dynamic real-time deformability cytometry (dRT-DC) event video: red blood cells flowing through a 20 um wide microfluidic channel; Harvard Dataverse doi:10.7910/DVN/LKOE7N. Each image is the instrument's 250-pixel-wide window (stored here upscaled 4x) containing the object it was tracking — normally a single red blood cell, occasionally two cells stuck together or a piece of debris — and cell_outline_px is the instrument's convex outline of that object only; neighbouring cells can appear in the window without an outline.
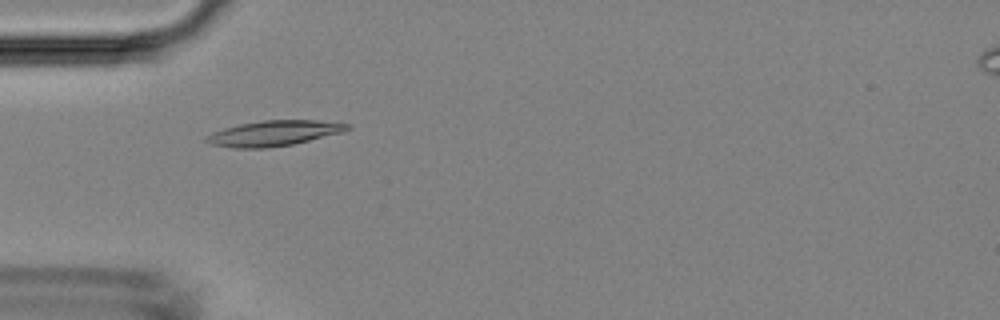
{"species": "Egyptian fruit bat (a non-hibernating species)", "species_latin": "Rousettus aegyptiacus", "temperature_condition": "room temperature", "stored_images_in_passage": 35, "camera_frame_rate_fps": 3000, "um_per_image_px": 0.085, "animal": {"sex": "female"}, "frame": {"image": 1, "passage_image": 15, "time_ms": 4.667, "image_size_px": [1000, 320], "cell_outline_px": [[352, 128], [344, 132], [292, 144], [268, 148], [232, 148], [208, 144], [204, 140], [212, 132], [224, 128], [240, 124], [264, 120], [316, 120], [352, 124]], "centroid_in_image_um": [23.29, 11.33], "position_along_channel_um": 61.7, "area_um2": 20.92}}
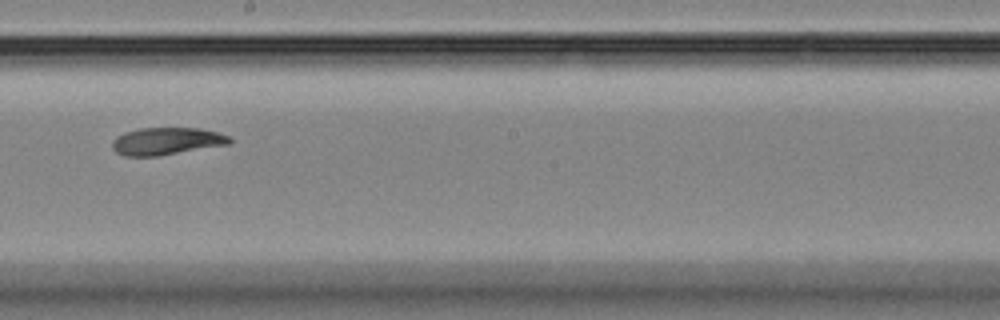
{"frame": {"image": 2, "passage_image": 28, "time_ms": 9.0, "image_size_px": [1000, 320], "cell_outline_px": [[232, 144], [160, 156], [124, 156], [116, 152], [112, 148], [112, 140], [116, 136], [124, 132], [140, 128], [200, 128], [216, 132], [228, 136], [232, 140]], "centroid_in_image_um": [14.16, 12.01], "position_along_channel_um": 234.0, "area_um2": 18.96}}
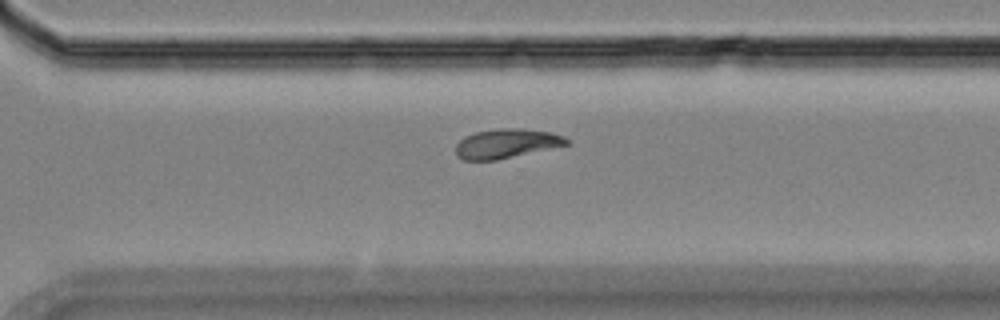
{"frame": {"image": 3, "passage_image": 35, "time_ms": 11.333, "image_size_px": [1000, 320], "cell_outline_px": [[572, 144], [496, 160], [464, 160], [456, 156], [456, 144], [464, 136], [476, 132], [500, 128], [520, 128], [548, 132], [564, 136]], "centroid_in_image_um": [43.05, 12.2], "position_along_channel_um": 327.6, "area_um2": 18.96}}